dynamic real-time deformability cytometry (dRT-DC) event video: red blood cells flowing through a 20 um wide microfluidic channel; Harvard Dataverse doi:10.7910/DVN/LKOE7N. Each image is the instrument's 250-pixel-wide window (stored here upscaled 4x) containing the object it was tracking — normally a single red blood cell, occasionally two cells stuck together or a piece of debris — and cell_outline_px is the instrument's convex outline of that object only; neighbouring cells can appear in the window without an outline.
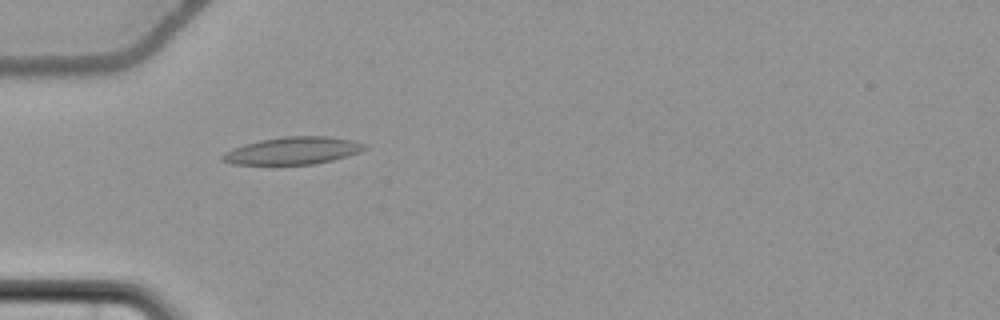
{"species": "common noctule bat (a hibernating species)", "species_latin": "Nyctalus noctula", "temperature_condition": "cold", "stored_images_in_passage": 40, "camera_frame_rate_fps": 3000, "um_per_image_px": 0.085, "animal": {"sex": "female", "body_mass_g": 22.7, "forearm_length_mm": 54.2}, "frame": {"image": 1, "passage_image": 2, "time_ms": 0.333, "image_size_px": [1000, 320], "cell_outline_px": [[368, 148], [360, 152], [348, 156], [332, 160], [312, 164], [232, 164], [220, 160], [220, 156], [224, 152], [232, 148], [244, 144], [260, 140], [284, 136], [328, 136], [352, 140], [368, 144]], "centroid_in_image_um": [24.9, 12.8], "position_along_channel_um": 60.1, "area_um2": 22.83}}
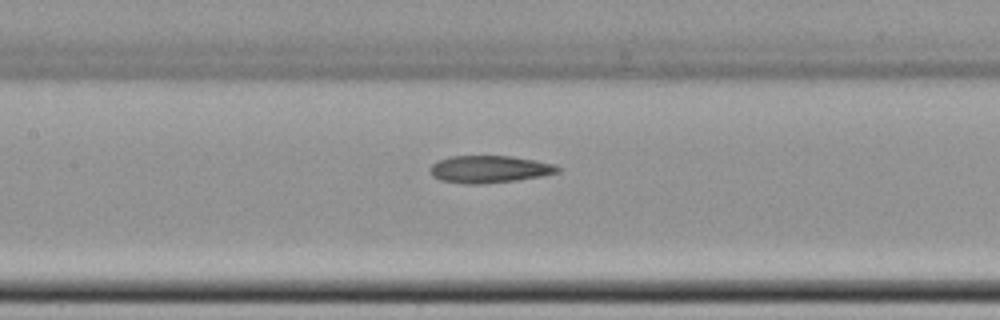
{"frame": {"image": 2, "passage_image": 11, "time_ms": 3.333, "image_size_px": [1000, 320], "cell_outline_px": [[560, 172], [544, 176], [516, 180], [480, 184], [468, 184], [440, 180], [432, 176], [428, 168], [432, 164], [440, 160], [452, 156], [512, 156], [536, 160], [556, 164], [560, 168]], "centroid_in_image_um": [41.63, 14.38], "position_along_channel_um": 165.8, "area_um2": 20.4}}
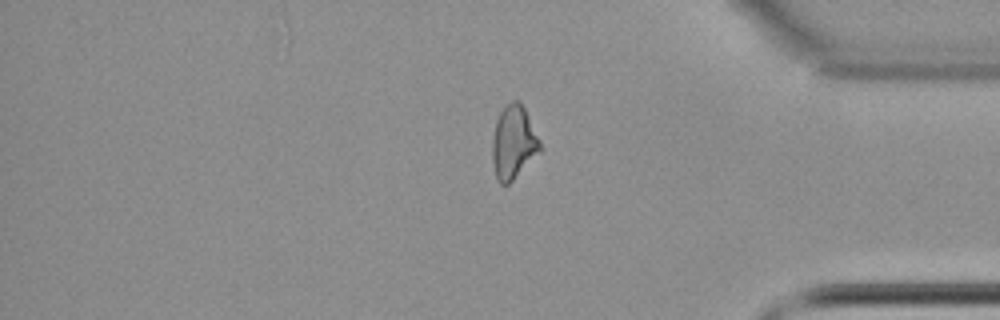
{"frame": {"image": 3, "passage_image": 31, "time_ms": 10.0, "image_size_px": [1000, 320], "cell_outline_px": [[540, 152], [508, 184], [500, 184], [496, 176], [492, 160], [492, 140], [496, 120], [500, 112], [512, 100], [520, 100], [540, 140]], "centroid_in_image_um": [43.64, 12.09], "position_along_channel_um": 391.6, "area_um2": 20.11}, "authors_computed_cell_mechanics": {"area_um2": 20.1144, "velocity_mm_per_s": 3.6918, "shape_relaxation_time_tau1_ms": null, "shape_relaxation_time_tau2_ms": 10.0254, "deformation_change_tau1": null, "deformation_change_tau2": 0.2333}}